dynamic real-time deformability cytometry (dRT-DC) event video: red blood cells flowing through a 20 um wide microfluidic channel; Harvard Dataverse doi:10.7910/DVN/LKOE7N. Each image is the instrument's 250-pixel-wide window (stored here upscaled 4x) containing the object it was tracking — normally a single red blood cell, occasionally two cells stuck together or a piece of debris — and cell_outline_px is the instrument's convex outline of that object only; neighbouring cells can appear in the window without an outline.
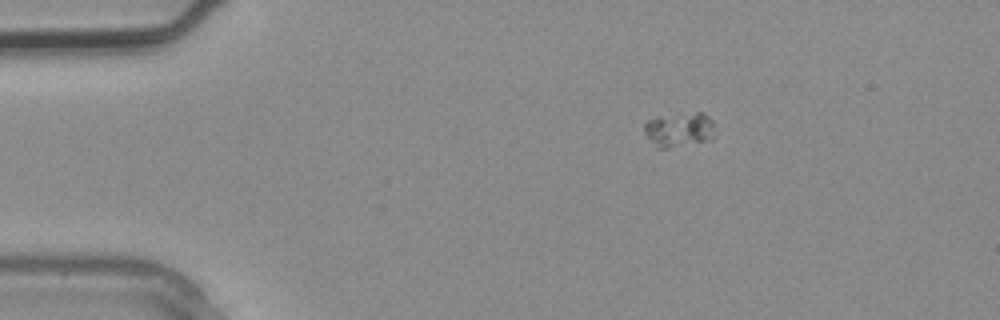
{"species": "common noctule bat (a hibernating species)", "species_latin": "Nyctalus noctula", "temperature_condition": "warm", "stored_images_in_passage": 3, "camera_frame_rate_fps": 3000, "um_per_image_px": 0.085, "animal": {"sex": "male", "body_mass_g": 20.4}, "frame": {"image": 1, "passage_image": 3, "time_ms": 0.667, "image_size_px": [1000, 320], "cell_outline_px": [[716, 136], [712, 140], [668, 148], [656, 148], [644, 132], [644, 124], [648, 120], [656, 116], [696, 112], [704, 112], [712, 120]], "centroid_in_image_um": [57.76, 11.02], "position_along_channel_um": 27.2, "area_um2": 14.57}}